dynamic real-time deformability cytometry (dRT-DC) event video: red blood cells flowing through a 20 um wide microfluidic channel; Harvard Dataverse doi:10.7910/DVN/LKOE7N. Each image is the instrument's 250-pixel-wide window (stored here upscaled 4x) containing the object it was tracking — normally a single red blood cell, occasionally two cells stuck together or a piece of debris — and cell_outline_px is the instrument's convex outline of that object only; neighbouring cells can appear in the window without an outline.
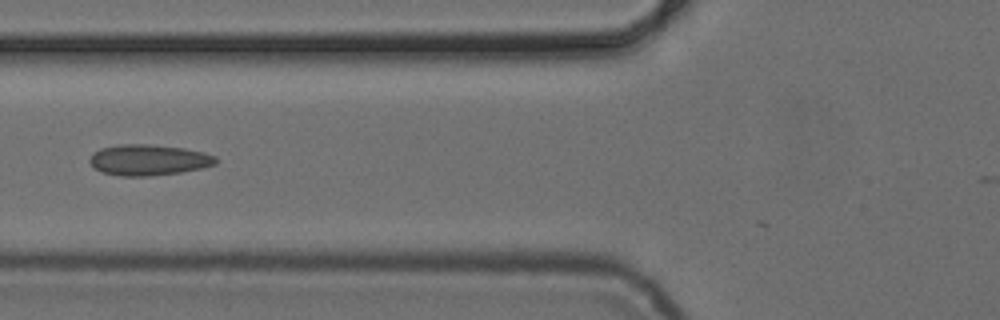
{"species": "common noctule bat (a hibernating species)", "species_latin": "Nyctalus noctula", "temperature_condition": "cold", "stored_images_in_passage": 5, "camera_frame_rate_fps": 3000, "um_per_image_px": 0.085, "animal": {"sex": "female", "body_mass_g": 24.6, "forearm_length_mm": 56.2}, "frame": {"image": 1, "passage_image": 5, "time_ms": 4.667, "image_size_px": [1000, 320], "cell_outline_px": [[216, 164], [204, 168], [180, 172], [148, 176], [120, 176], [104, 172], [96, 168], [88, 160], [92, 152], [100, 148], [120, 144], [148, 144], [184, 148], [204, 152], [216, 156]], "centroid_in_image_um": [12.64, 13.59], "position_along_channel_um": 113.2, "area_um2": 22.72}}